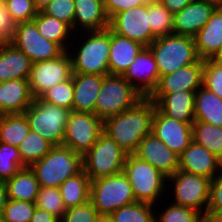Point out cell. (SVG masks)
Returning a JSON list of instances; mask_svg holds the SVG:
<instances>
[{
    "label": "cell",
    "instance_id": "cell-52",
    "mask_svg": "<svg viewBox=\"0 0 222 222\" xmlns=\"http://www.w3.org/2000/svg\"><path fill=\"white\" fill-rule=\"evenodd\" d=\"M35 8L39 11H43L47 5L53 0H33Z\"/></svg>",
    "mask_w": 222,
    "mask_h": 222
},
{
    "label": "cell",
    "instance_id": "cell-26",
    "mask_svg": "<svg viewBox=\"0 0 222 222\" xmlns=\"http://www.w3.org/2000/svg\"><path fill=\"white\" fill-rule=\"evenodd\" d=\"M201 59L213 58L222 46V7H217L207 23L194 36Z\"/></svg>",
    "mask_w": 222,
    "mask_h": 222
},
{
    "label": "cell",
    "instance_id": "cell-47",
    "mask_svg": "<svg viewBox=\"0 0 222 222\" xmlns=\"http://www.w3.org/2000/svg\"><path fill=\"white\" fill-rule=\"evenodd\" d=\"M103 1H104L105 11L109 19H111L117 13H120L122 11L140 5L157 2L158 0H103Z\"/></svg>",
    "mask_w": 222,
    "mask_h": 222
},
{
    "label": "cell",
    "instance_id": "cell-25",
    "mask_svg": "<svg viewBox=\"0 0 222 222\" xmlns=\"http://www.w3.org/2000/svg\"><path fill=\"white\" fill-rule=\"evenodd\" d=\"M74 96L72 110L76 112H95L97 95L104 76L72 73Z\"/></svg>",
    "mask_w": 222,
    "mask_h": 222
},
{
    "label": "cell",
    "instance_id": "cell-44",
    "mask_svg": "<svg viewBox=\"0 0 222 222\" xmlns=\"http://www.w3.org/2000/svg\"><path fill=\"white\" fill-rule=\"evenodd\" d=\"M42 12L47 16L65 22L73 28L75 17L74 0H53Z\"/></svg>",
    "mask_w": 222,
    "mask_h": 222
},
{
    "label": "cell",
    "instance_id": "cell-31",
    "mask_svg": "<svg viewBox=\"0 0 222 222\" xmlns=\"http://www.w3.org/2000/svg\"><path fill=\"white\" fill-rule=\"evenodd\" d=\"M91 180L84 170L75 176L67 178L58 188L65 208L85 204L89 201Z\"/></svg>",
    "mask_w": 222,
    "mask_h": 222
},
{
    "label": "cell",
    "instance_id": "cell-42",
    "mask_svg": "<svg viewBox=\"0 0 222 222\" xmlns=\"http://www.w3.org/2000/svg\"><path fill=\"white\" fill-rule=\"evenodd\" d=\"M35 209V203L8 199L2 217L5 222H30Z\"/></svg>",
    "mask_w": 222,
    "mask_h": 222
},
{
    "label": "cell",
    "instance_id": "cell-53",
    "mask_svg": "<svg viewBox=\"0 0 222 222\" xmlns=\"http://www.w3.org/2000/svg\"><path fill=\"white\" fill-rule=\"evenodd\" d=\"M198 222H220L211 214H201V217Z\"/></svg>",
    "mask_w": 222,
    "mask_h": 222
},
{
    "label": "cell",
    "instance_id": "cell-38",
    "mask_svg": "<svg viewBox=\"0 0 222 222\" xmlns=\"http://www.w3.org/2000/svg\"><path fill=\"white\" fill-rule=\"evenodd\" d=\"M74 86L72 76L44 92L39 98L47 103L72 111Z\"/></svg>",
    "mask_w": 222,
    "mask_h": 222
},
{
    "label": "cell",
    "instance_id": "cell-9",
    "mask_svg": "<svg viewBox=\"0 0 222 222\" xmlns=\"http://www.w3.org/2000/svg\"><path fill=\"white\" fill-rule=\"evenodd\" d=\"M70 112L69 109L36 98L23 114L30 130L39 133L53 146H58L64 140V129Z\"/></svg>",
    "mask_w": 222,
    "mask_h": 222
},
{
    "label": "cell",
    "instance_id": "cell-19",
    "mask_svg": "<svg viewBox=\"0 0 222 222\" xmlns=\"http://www.w3.org/2000/svg\"><path fill=\"white\" fill-rule=\"evenodd\" d=\"M222 161L195 141L179 155L178 170L212 180L221 170Z\"/></svg>",
    "mask_w": 222,
    "mask_h": 222
},
{
    "label": "cell",
    "instance_id": "cell-59",
    "mask_svg": "<svg viewBox=\"0 0 222 222\" xmlns=\"http://www.w3.org/2000/svg\"><path fill=\"white\" fill-rule=\"evenodd\" d=\"M0 222H5L2 216H0Z\"/></svg>",
    "mask_w": 222,
    "mask_h": 222
},
{
    "label": "cell",
    "instance_id": "cell-58",
    "mask_svg": "<svg viewBox=\"0 0 222 222\" xmlns=\"http://www.w3.org/2000/svg\"><path fill=\"white\" fill-rule=\"evenodd\" d=\"M0 115H2L1 82H0Z\"/></svg>",
    "mask_w": 222,
    "mask_h": 222
},
{
    "label": "cell",
    "instance_id": "cell-27",
    "mask_svg": "<svg viewBox=\"0 0 222 222\" xmlns=\"http://www.w3.org/2000/svg\"><path fill=\"white\" fill-rule=\"evenodd\" d=\"M2 115L23 114L32 104L29 82L25 79H14L1 82Z\"/></svg>",
    "mask_w": 222,
    "mask_h": 222
},
{
    "label": "cell",
    "instance_id": "cell-7",
    "mask_svg": "<svg viewBox=\"0 0 222 222\" xmlns=\"http://www.w3.org/2000/svg\"><path fill=\"white\" fill-rule=\"evenodd\" d=\"M142 98L122 75H105L97 95L94 114L104 121L133 107Z\"/></svg>",
    "mask_w": 222,
    "mask_h": 222
},
{
    "label": "cell",
    "instance_id": "cell-4",
    "mask_svg": "<svg viewBox=\"0 0 222 222\" xmlns=\"http://www.w3.org/2000/svg\"><path fill=\"white\" fill-rule=\"evenodd\" d=\"M148 48L151 50L159 75H167L189 64L199 62L194 37L168 34L157 37Z\"/></svg>",
    "mask_w": 222,
    "mask_h": 222
},
{
    "label": "cell",
    "instance_id": "cell-21",
    "mask_svg": "<svg viewBox=\"0 0 222 222\" xmlns=\"http://www.w3.org/2000/svg\"><path fill=\"white\" fill-rule=\"evenodd\" d=\"M204 59L189 64L173 73L159 77L158 86L153 93H173L175 91H196L202 86Z\"/></svg>",
    "mask_w": 222,
    "mask_h": 222
},
{
    "label": "cell",
    "instance_id": "cell-33",
    "mask_svg": "<svg viewBox=\"0 0 222 222\" xmlns=\"http://www.w3.org/2000/svg\"><path fill=\"white\" fill-rule=\"evenodd\" d=\"M52 147L53 145L39 133L30 130L18 146L21 162L30 167L34 162L41 160Z\"/></svg>",
    "mask_w": 222,
    "mask_h": 222
},
{
    "label": "cell",
    "instance_id": "cell-35",
    "mask_svg": "<svg viewBox=\"0 0 222 222\" xmlns=\"http://www.w3.org/2000/svg\"><path fill=\"white\" fill-rule=\"evenodd\" d=\"M154 206L145 202H134L111 214L115 222H155Z\"/></svg>",
    "mask_w": 222,
    "mask_h": 222
},
{
    "label": "cell",
    "instance_id": "cell-50",
    "mask_svg": "<svg viewBox=\"0 0 222 222\" xmlns=\"http://www.w3.org/2000/svg\"><path fill=\"white\" fill-rule=\"evenodd\" d=\"M30 222H60V219L48 213L46 210L36 207Z\"/></svg>",
    "mask_w": 222,
    "mask_h": 222
},
{
    "label": "cell",
    "instance_id": "cell-55",
    "mask_svg": "<svg viewBox=\"0 0 222 222\" xmlns=\"http://www.w3.org/2000/svg\"><path fill=\"white\" fill-rule=\"evenodd\" d=\"M212 59L219 63H222V46H221V49L217 52V54Z\"/></svg>",
    "mask_w": 222,
    "mask_h": 222
},
{
    "label": "cell",
    "instance_id": "cell-43",
    "mask_svg": "<svg viewBox=\"0 0 222 222\" xmlns=\"http://www.w3.org/2000/svg\"><path fill=\"white\" fill-rule=\"evenodd\" d=\"M3 7L16 22H29L38 14L33 0H3Z\"/></svg>",
    "mask_w": 222,
    "mask_h": 222
},
{
    "label": "cell",
    "instance_id": "cell-2",
    "mask_svg": "<svg viewBox=\"0 0 222 222\" xmlns=\"http://www.w3.org/2000/svg\"><path fill=\"white\" fill-rule=\"evenodd\" d=\"M74 34L81 35L83 38L85 36V39L83 42L79 39L78 45L74 38L71 45L76 44L78 47L73 48L72 51L70 48L67 50L71 58L72 73L109 75L110 28L101 31H85L84 35L82 31L81 34Z\"/></svg>",
    "mask_w": 222,
    "mask_h": 222
},
{
    "label": "cell",
    "instance_id": "cell-15",
    "mask_svg": "<svg viewBox=\"0 0 222 222\" xmlns=\"http://www.w3.org/2000/svg\"><path fill=\"white\" fill-rule=\"evenodd\" d=\"M193 124L169 118L155 108L151 133L177 155H180L193 141Z\"/></svg>",
    "mask_w": 222,
    "mask_h": 222
},
{
    "label": "cell",
    "instance_id": "cell-30",
    "mask_svg": "<svg viewBox=\"0 0 222 222\" xmlns=\"http://www.w3.org/2000/svg\"><path fill=\"white\" fill-rule=\"evenodd\" d=\"M32 21L36 24L38 32L44 38L58 43L65 51L69 48L72 50L73 46L70 45V41L75 34L72 33V28L68 24L56 18L47 16L42 11H39Z\"/></svg>",
    "mask_w": 222,
    "mask_h": 222
},
{
    "label": "cell",
    "instance_id": "cell-11",
    "mask_svg": "<svg viewBox=\"0 0 222 222\" xmlns=\"http://www.w3.org/2000/svg\"><path fill=\"white\" fill-rule=\"evenodd\" d=\"M102 132L103 121L95 114L72 110L64 129L62 145L83 156Z\"/></svg>",
    "mask_w": 222,
    "mask_h": 222
},
{
    "label": "cell",
    "instance_id": "cell-1",
    "mask_svg": "<svg viewBox=\"0 0 222 222\" xmlns=\"http://www.w3.org/2000/svg\"><path fill=\"white\" fill-rule=\"evenodd\" d=\"M156 105L143 97L133 107L103 121V132L124 151L133 154L146 135L151 133Z\"/></svg>",
    "mask_w": 222,
    "mask_h": 222
},
{
    "label": "cell",
    "instance_id": "cell-56",
    "mask_svg": "<svg viewBox=\"0 0 222 222\" xmlns=\"http://www.w3.org/2000/svg\"><path fill=\"white\" fill-rule=\"evenodd\" d=\"M213 216H214L217 220H219L220 222H222V209L216 211V212L213 214Z\"/></svg>",
    "mask_w": 222,
    "mask_h": 222
},
{
    "label": "cell",
    "instance_id": "cell-39",
    "mask_svg": "<svg viewBox=\"0 0 222 222\" xmlns=\"http://www.w3.org/2000/svg\"><path fill=\"white\" fill-rule=\"evenodd\" d=\"M23 167L18 147L0 142V180L7 181Z\"/></svg>",
    "mask_w": 222,
    "mask_h": 222
},
{
    "label": "cell",
    "instance_id": "cell-8",
    "mask_svg": "<svg viewBox=\"0 0 222 222\" xmlns=\"http://www.w3.org/2000/svg\"><path fill=\"white\" fill-rule=\"evenodd\" d=\"M128 153L102 132L97 142L83 155V170L90 180L123 172Z\"/></svg>",
    "mask_w": 222,
    "mask_h": 222
},
{
    "label": "cell",
    "instance_id": "cell-49",
    "mask_svg": "<svg viewBox=\"0 0 222 222\" xmlns=\"http://www.w3.org/2000/svg\"><path fill=\"white\" fill-rule=\"evenodd\" d=\"M172 14L181 11L194 0H159Z\"/></svg>",
    "mask_w": 222,
    "mask_h": 222
},
{
    "label": "cell",
    "instance_id": "cell-36",
    "mask_svg": "<svg viewBox=\"0 0 222 222\" xmlns=\"http://www.w3.org/2000/svg\"><path fill=\"white\" fill-rule=\"evenodd\" d=\"M152 34L157 38L173 34V14L158 0L148 4Z\"/></svg>",
    "mask_w": 222,
    "mask_h": 222
},
{
    "label": "cell",
    "instance_id": "cell-16",
    "mask_svg": "<svg viewBox=\"0 0 222 222\" xmlns=\"http://www.w3.org/2000/svg\"><path fill=\"white\" fill-rule=\"evenodd\" d=\"M122 76L143 97H149L158 86L160 77L151 50L144 47Z\"/></svg>",
    "mask_w": 222,
    "mask_h": 222
},
{
    "label": "cell",
    "instance_id": "cell-32",
    "mask_svg": "<svg viewBox=\"0 0 222 222\" xmlns=\"http://www.w3.org/2000/svg\"><path fill=\"white\" fill-rule=\"evenodd\" d=\"M30 131L24 114L0 115V142L18 147Z\"/></svg>",
    "mask_w": 222,
    "mask_h": 222
},
{
    "label": "cell",
    "instance_id": "cell-48",
    "mask_svg": "<svg viewBox=\"0 0 222 222\" xmlns=\"http://www.w3.org/2000/svg\"><path fill=\"white\" fill-rule=\"evenodd\" d=\"M16 22L0 3V42L9 41L15 34Z\"/></svg>",
    "mask_w": 222,
    "mask_h": 222
},
{
    "label": "cell",
    "instance_id": "cell-40",
    "mask_svg": "<svg viewBox=\"0 0 222 222\" xmlns=\"http://www.w3.org/2000/svg\"><path fill=\"white\" fill-rule=\"evenodd\" d=\"M167 206L164 211L155 214V222H198L201 217L200 212L190 207L173 203H168Z\"/></svg>",
    "mask_w": 222,
    "mask_h": 222
},
{
    "label": "cell",
    "instance_id": "cell-54",
    "mask_svg": "<svg viewBox=\"0 0 222 222\" xmlns=\"http://www.w3.org/2000/svg\"><path fill=\"white\" fill-rule=\"evenodd\" d=\"M96 222H115L111 215H99Z\"/></svg>",
    "mask_w": 222,
    "mask_h": 222
},
{
    "label": "cell",
    "instance_id": "cell-41",
    "mask_svg": "<svg viewBox=\"0 0 222 222\" xmlns=\"http://www.w3.org/2000/svg\"><path fill=\"white\" fill-rule=\"evenodd\" d=\"M202 86L222 99V63L204 59Z\"/></svg>",
    "mask_w": 222,
    "mask_h": 222
},
{
    "label": "cell",
    "instance_id": "cell-23",
    "mask_svg": "<svg viewBox=\"0 0 222 222\" xmlns=\"http://www.w3.org/2000/svg\"><path fill=\"white\" fill-rule=\"evenodd\" d=\"M31 59L9 41L0 42V82L14 79L28 80Z\"/></svg>",
    "mask_w": 222,
    "mask_h": 222
},
{
    "label": "cell",
    "instance_id": "cell-29",
    "mask_svg": "<svg viewBox=\"0 0 222 222\" xmlns=\"http://www.w3.org/2000/svg\"><path fill=\"white\" fill-rule=\"evenodd\" d=\"M195 121L222 127V99L201 86L195 92Z\"/></svg>",
    "mask_w": 222,
    "mask_h": 222
},
{
    "label": "cell",
    "instance_id": "cell-45",
    "mask_svg": "<svg viewBox=\"0 0 222 222\" xmlns=\"http://www.w3.org/2000/svg\"><path fill=\"white\" fill-rule=\"evenodd\" d=\"M99 214L90 201L66 209L60 222H96Z\"/></svg>",
    "mask_w": 222,
    "mask_h": 222
},
{
    "label": "cell",
    "instance_id": "cell-24",
    "mask_svg": "<svg viewBox=\"0 0 222 222\" xmlns=\"http://www.w3.org/2000/svg\"><path fill=\"white\" fill-rule=\"evenodd\" d=\"M143 48L140 43L120 36L110 29L109 74L123 75Z\"/></svg>",
    "mask_w": 222,
    "mask_h": 222
},
{
    "label": "cell",
    "instance_id": "cell-6",
    "mask_svg": "<svg viewBox=\"0 0 222 222\" xmlns=\"http://www.w3.org/2000/svg\"><path fill=\"white\" fill-rule=\"evenodd\" d=\"M89 201L99 215H111L136 202L130 181L123 172L91 180Z\"/></svg>",
    "mask_w": 222,
    "mask_h": 222
},
{
    "label": "cell",
    "instance_id": "cell-5",
    "mask_svg": "<svg viewBox=\"0 0 222 222\" xmlns=\"http://www.w3.org/2000/svg\"><path fill=\"white\" fill-rule=\"evenodd\" d=\"M123 173L130 181L137 202L160 205L157 201L161 200L164 192H168L167 178L155 167L134 154H128Z\"/></svg>",
    "mask_w": 222,
    "mask_h": 222
},
{
    "label": "cell",
    "instance_id": "cell-37",
    "mask_svg": "<svg viewBox=\"0 0 222 222\" xmlns=\"http://www.w3.org/2000/svg\"><path fill=\"white\" fill-rule=\"evenodd\" d=\"M35 205L37 208L46 210L58 219H61L66 212L59 188L55 187H41Z\"/></svg>",
    "mask_w": 222,
    "mask_h": 222
},
{
    "label": "cell",
    "instance_id": "cell-51",
    "mask_svg": "<svg viewBox=\"0 0 222 222\" xmlns=\"http://www.w3.org/2000/svg\"><path fill=\"white\" fill-rule=\"evenodd\" d=\"M8 200L5 181L0 180V216L3 215L4 208Z\"/></svg>",
    "mask_w": 222,
    "mask_h": 222
},
{
    "label": "cell",
    "instance_id": "cell-10",
    "mask_svg": "<svg viewBox=\"0 0 222 222\" xmlns=\"http://www.w3.org/2000/svg\"><path fill=\"white\" fill-rule=\"evenodd\" d=\"M210 181L209 178L177 170L167 178V187L173 188L174 191L171 193L174 195V200L170 203L190 207L201 214H206Z\"/></svg>",
    "mask_w": 222,
    "mask_h": 222
},
{
    "label": "cell",
    "instance_id": "cell-14",
    "mask_svg": "<svg viewBox=\"0 0 222 222\" xmlns=\"http://www.w3.org/2000/svg\"><path fill=\"white\" fill-rule=\"evenodd\" d=\"M109 28L116 34L134 40L148 47L156 37L152 34L148 4L130 8L115 14Z\"/></svg>",
    "mask_w": 222,
    "mask_h": 222
},
{
    "label": "cell",
    "instance_id": "cell-20",
    "mask_svg": "<svg viewBox=\"0 0 222 222\" xmlns=\"http://www.w3.org/2000/svg\"><path fill=\"white\" fill-rule=\"evenodd\" d=\"M218 6L203 0H194L173 14V34L194 37L207 23Z\"/></svg>",
    "mask_w": 222,
    "mask_h": 222
},
{
    "label": "cell",
    "instance_id": "cell-57",
    "mask_svg": "<svg viewBox=\"0 0 222 222\" xmlns=\"http://www.w3.org/2000/svg\"><path fill=\"white\" fill-rule=\"evenodd\" d=\"M203 1L211 2V3L215 4L218 7H222V0H203Z\"/></svg>",
    "mask_w": 222,
    "mask_h": 222
},
{
    "label": "cell",
    "instance_id": "cell-13",
    "mask_svg": "<svg viewBox=\"0 0 222 222\" xmlns=\"http://www.w3.org/2000/svg\"><path fill=\"white\" fill-rule=\"evenodd\" d=\"M71 76V58L67 51L57 58L33 63L28 78L33 99L39 98L44 92Z\"/></svg>",
    "mask_w": 222,
    "mask_h": 222
},
{
    "label": "cell",
    "instance_id": "cell-28",
    "mask_svg": "<svg viewBox=\"0 0 222 222\" xmlns=\"http://www.w3.org/2000/svg\"><path fill=\"white\" fill-rule=\"evenodd\" d=\"M8 199L35 203L40 184L34 171L26 166L5 181Z\"/></svg>",
    "mask_w": 222,
    "mask_h": 222
},
{
    "label": "cell",
    "instance_id": "cell-18",
    "mask_svg": "<svg viewBox=\"0 0 222 222\" xmlns=\"http://www.w3.org/2000/svg\"><path fill=\"white\" fill-rule=\"evenodd\" d=\"M196 91L178 90L173 93H152L149 98L156 108L169 118L193 124Z\"/></svg>",
    "mask_w": 222,
    "mask_h": 222
},
{
    "label": "cell",
    "instance_id": "cell-22",
    "mask_svg": "<svg viewBox=\"0 0 222 222\" xmlns=\"http://www.w3.org/2000/svg\"><path fill=\"white\" fill-rule=\"evenodd\" d=\"M74 1L75 17L72 28L73 33L78 31L79 33L81 31H101L109 28L110 19L105 11L103 0Z\"/></svg>",
    "mask_w": 222,
    "mask_h": 222
},
{
    "label": "cell",
    "instance_id": "cell-3",
    "mask_svg": "<svg viewBox=\"0 0 222 222\" xmlns=\"http://www.w3.org/2000/svg\"><path fill=\"white\" fill-rule=\"evenodd\" d=\"M30 168L34 171L40 187L58 188L67 178L83 170V156L69 147L53 146L39 161Z\"/></svg>",
    "mask_w": 222,
    "mask_h": 222
},
{
    "label": "cell",
    "instance_id": "cell-12",
    "mask_svg": "<svg viewBox=\"0 0 222 222\" xmlns=\"http://www.w3.org/2000/svg\"><path fill=\"white\" fill-rule=\"evenodd\" d=\"M16 48L24 52L36 63L61 56L65 50L53 41L44 38L33 21L16 24L15 34L9 40Z\"/></svg>",
    "mask_w": 222,
    "mask_h": 222
},
{
    "label": "cell",
    "instance_id": "cell-34",
    "mask_svg": "<svg viewBox=\"0 0 222 222\" xmlns=\"http://www.w3.org/2000/svg\"><path fill=\"white\" fill-rule=\"evenodd\" d=\"M192 131L193 141L205 147L222 161V127L194 121Z\"/></svg>",
    "mask_w": 222,
    "mask_h": 222
},
{
    "label": "cell",
    "instance_id": "cell-46",
    "mask_svg": "<svg viewBox=\"0 0 222 222\" xmlns=\"http://www.w3.org/2000/svg\"><path fill=\"white\" fill-rule=\"evenodd\" d=\"M222 209V168L220 172L210 181L209 201L206 213L213 215Z\"/></svg>",
    "mask_w": 222,
    "mask_h": 222
},
{
    "label": "cell",
    "instance_id": "cell-17",
    "mask_svg": "<svg viewBox=\"0 0 222 222\" xmlns=\"http://www.w3.org/2000/svg\"><path fill=\"white\" fill-rule=\"evenodd\" d=\"M133 154L151 164L166 178L173 175L179 167V155L152 133L143 138Z\"/></svg>",
    "mask_w": 222,
    "mask_h": 222
}]
</instances>
